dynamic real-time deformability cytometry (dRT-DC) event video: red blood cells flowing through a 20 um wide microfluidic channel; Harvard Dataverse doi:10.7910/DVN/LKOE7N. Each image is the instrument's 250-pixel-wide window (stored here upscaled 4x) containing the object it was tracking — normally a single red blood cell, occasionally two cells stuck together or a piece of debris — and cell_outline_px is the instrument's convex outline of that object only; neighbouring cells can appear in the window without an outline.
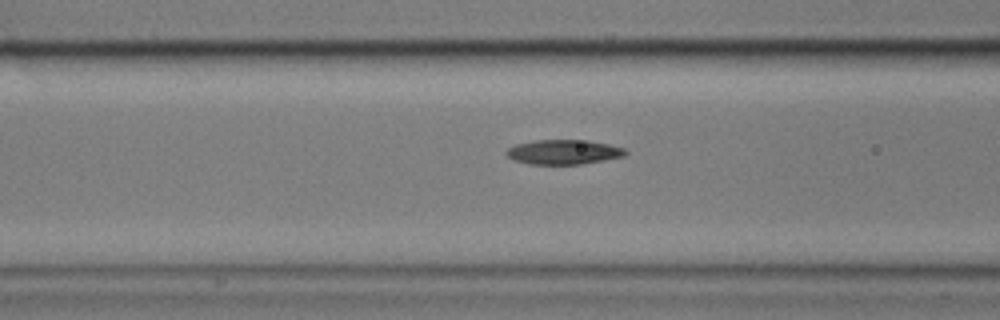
{"species": "common noctule bat (a hibernating species)", "species_latin": "Nyctalus noctula", "temperature_condition": "cold", "stored_images_in_passage": 53, "camera_frame_rate_fps": 3000, "um_per_image_px": 0.085, "animal": {"sex": "male", "body_mass_g": 17.9}, "frame": {"image": 1, "passage_image": 17, "time_ms": 5.333, "image_size_px": [1000, 320], "cell_outline_px": [[628, 152], [624, 156], [604, 160], [580, 164], [528, 164], [512, 160], [504, 152], [508, 148], [516, 144], [536, 140], [588, 140], [608, 144], [624, 148]], "centroid_in_image_um": [47.88, 12.92], "position_along_channel_um": 118.7, "area_um2": 17.11}}
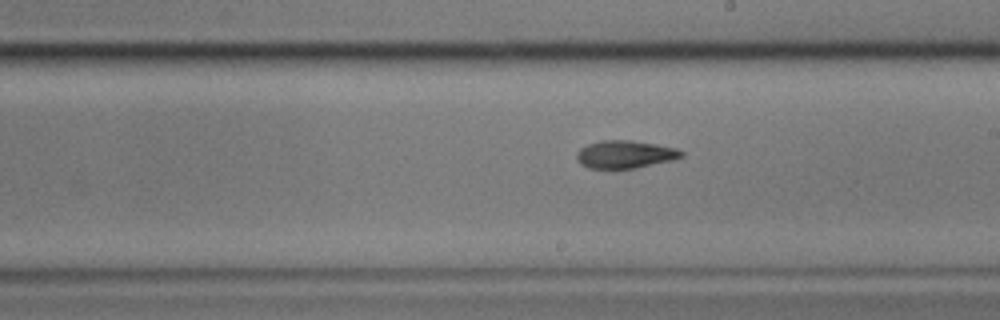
{"frame": {"image": 2, "passage_image": 27, "time_ms": 8.667, "image_size_px": [1000, 320], "cell_outline_px": [[684, 156], [672, 160], [612, 172], [588, 168], [580, 164], [576, 160], [576, 152], [580, 148], [588, 144], [600, 140], [632, 140], [656, 144], [676, 148], [684, 152]], "centroid_in_image_um": [53.05, 13.15], "position_along_channel_um": 235.9, "area_um2": 17.57}}
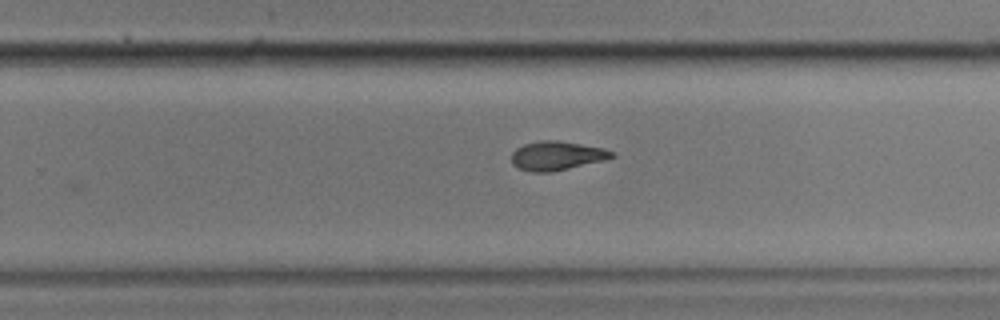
{"frame": {"image": 3, "passage_image": 31, "time_ms": 10.0, "image_size_px": [1000, 320], "cell_outline_px": [[616, 156], [604, 160], [552, 172], [532, 172], [520, 168], [512, 164], [512, 152], [516, 148], [524, 144], [540, 140], [556, 140], [604, 148], [616, 152]], "centroid_in_image_um": [47.34, 13.23], "position_along_channel_um": 282.5, "area_um2": 16.94}, "authors_computed_cell_mechanics": {"area_um2": 16.9354, "velocity_mm_per_s": 3.5063, "shape_relaxation_time_tau1_ms": null, "shape_relaxation_time_tau2_ms": 2.692, "deformation_change_tau1": null, "deformation_change_tau2": 0.0814}}